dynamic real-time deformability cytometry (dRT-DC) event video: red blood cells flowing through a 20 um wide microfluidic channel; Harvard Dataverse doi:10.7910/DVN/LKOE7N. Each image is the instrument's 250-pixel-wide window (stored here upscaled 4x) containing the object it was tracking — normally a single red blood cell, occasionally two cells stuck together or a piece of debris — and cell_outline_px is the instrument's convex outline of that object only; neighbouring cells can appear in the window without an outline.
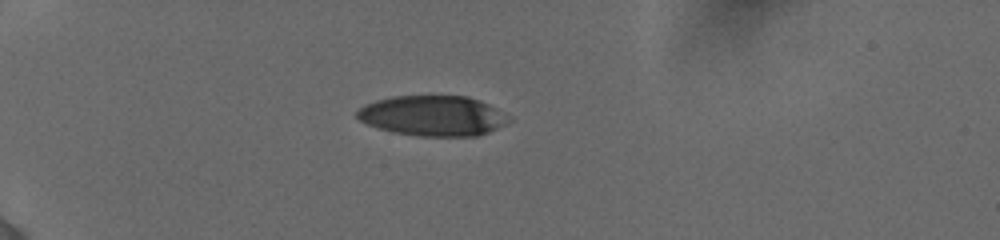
{"species": "human", "species_latin": "Homo sapiens", "temperature_condition": "cold", "stored_images_in_passage": 35, "camera_frame_rate_fps": 3000, "um_per_image_px": 0.085, "donor": {"sex": "female"}, "frame": {"image": 1, "passage_image": 1, "time_ms": 0.0, "image_size_px": [1000, 240], "cell_outline_px": [[512, 120], [488, 132], [476, 136], [420, 136], [392, 132], [368, 124], [360, 120], [356, 116], [356, 112], [364, 104], [376, 100], [396, 96], [468, 96], [480, 100], [512, 116]], "centroid_in_image_um": [36.82, 9.84], "position_along_channel_um": 48.2, "area_um2": 35.6}}
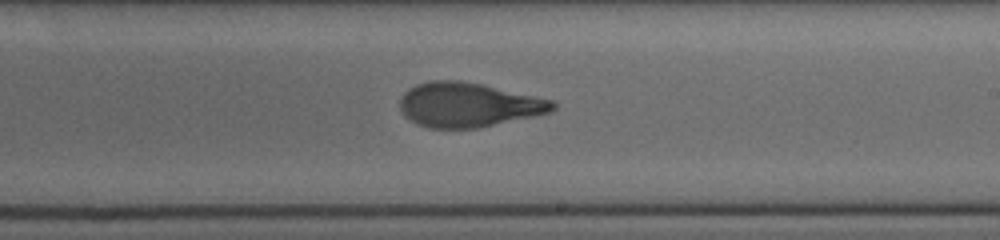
{"frame": {"image": 2, "passage_image": 19, "time_ms": 6.333, "image_size_px": [1000, 240], "cell_outline_px": [[556, 108], [552, 112], [536, 116], [476, 128], [428, 128], [412, 120], [400, 108], [400, 100], [404, 92], [408, 88], [416, 84], [432, 80], [460, 80], [480, 84], [556, 100]], "centroid_in_image_um": [39.87, 8.9], "position_along_channel_um": 249.1, "area_um2": 39.48}}
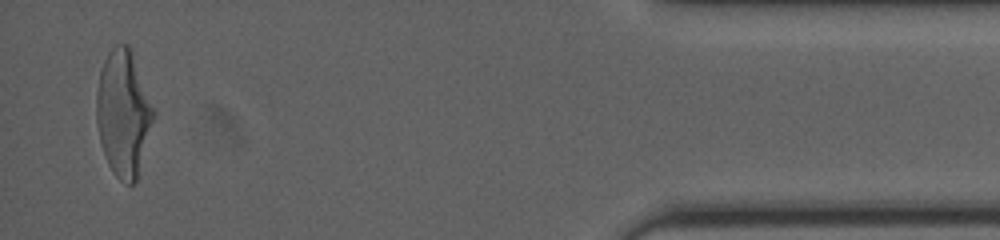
{"frame": {"image": 3, "passage_image": 35, "time_ms": 12.333, "image_size_px": [1000, 240], "cell_outline_px": [[156, 116], [136, 180], [132, 184], [128, 184], [120, 180], [112, 172], [108, 164], [100, 140], [96, 120], [96, 92], [100, 72], [104, 60], [108, 52], [116, 44], [128, 44], [132, 52], [156, 108]], "centroid_in_image_um": [10.51, 9.61], "position_along_channel_um": 424.7, "area_um2": 42.31}, "authors_computed_cell_mechanics": {"area_um2": 40.0554, "velocity_mm_per_s": 3.8893, "shape_relaxation_time_tau1_ms": 5.2411, "shape_relaxation_time_tau2_ms": 1.1688, "deformation_change_tau1": 0.2364, "deformation_change_tau2": 0.0808}}